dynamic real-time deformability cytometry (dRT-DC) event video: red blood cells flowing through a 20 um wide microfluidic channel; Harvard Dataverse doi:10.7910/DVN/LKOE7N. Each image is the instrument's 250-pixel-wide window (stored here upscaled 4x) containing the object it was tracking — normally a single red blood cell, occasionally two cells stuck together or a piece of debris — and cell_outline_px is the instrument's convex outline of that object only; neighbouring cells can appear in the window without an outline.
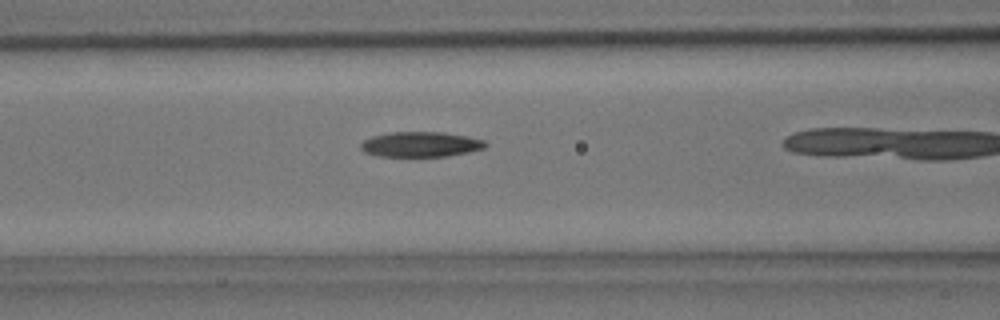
{"species": "common noctule bat (a hibernating species)", "species_latin": "Nyctalus noctula", "temperature_condition": "room temperature", "stored_images_in_passage": 30, "camera_frame_rate_fps": 3000, "um_per_image_px": 0.085, "animal": {"sex": "male", "body_mass_g": 15.6}, "frame": {"image": 1, "passage_image": 13, "time_ms": 4.0, "image_size_px": [1000, 320], "cell_outline_px": [[488, 144], [484, 148], [468, 152], [448, 156], [376, 156], [364, 152], [360, 148], [360, 144], [364, 140], [372, 136], [388, 132], [444, 132], [468, 136], [484, 140]], "centroid_in_image_um": [35.75, 12.26], "position_along_channel_um": 130.9, "area_um2": 18.38}}